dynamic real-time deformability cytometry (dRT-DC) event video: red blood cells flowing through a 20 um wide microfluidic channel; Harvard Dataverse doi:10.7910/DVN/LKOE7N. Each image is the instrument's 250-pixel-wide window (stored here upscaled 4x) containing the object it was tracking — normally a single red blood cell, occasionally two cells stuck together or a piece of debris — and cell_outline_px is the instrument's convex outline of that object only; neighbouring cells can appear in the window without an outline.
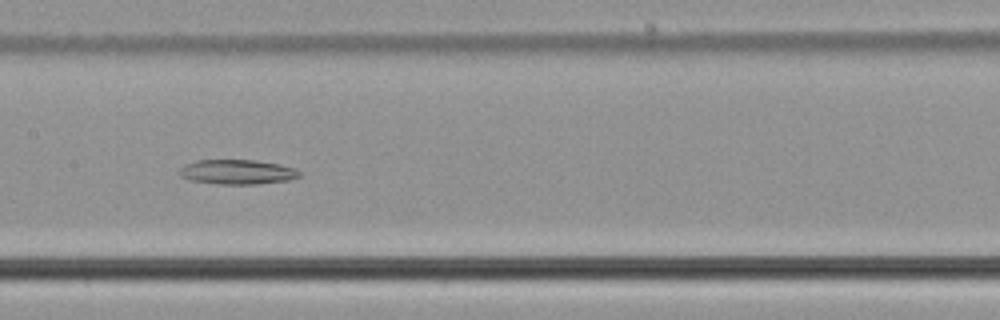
{"species": "common noctule bat (a hibernating species)", "species_latin": "Nyctalus noctula", "temperature_condition": "cold", "stored_images_in_passage": 56, "segment_of_instrument_passage": [1, 2], "camera_frame_rate_fps": 3000, "um_per_image_px": 0.085, "animal": {"sex": "male", "body_mass_g": 21.5, "forearm_length_mm": 52.0}, "frame": {"image": 1, "passage_image": 28, "time_ms": 9.0, "image_size_px": [1000, 320], "cell_outline_px": [[300, 176], [288, 180], [256, 184], [220, 184], [188, 180], [180, 176], [180, 168], [184, 164], [196, 160], [256, 160], [280, 164], [292, 168], [300, 172]], "centroid_in_image_um": [20.12, 14.61], "position_along_channel_um": 187.3, "area_um2": 17.22}}
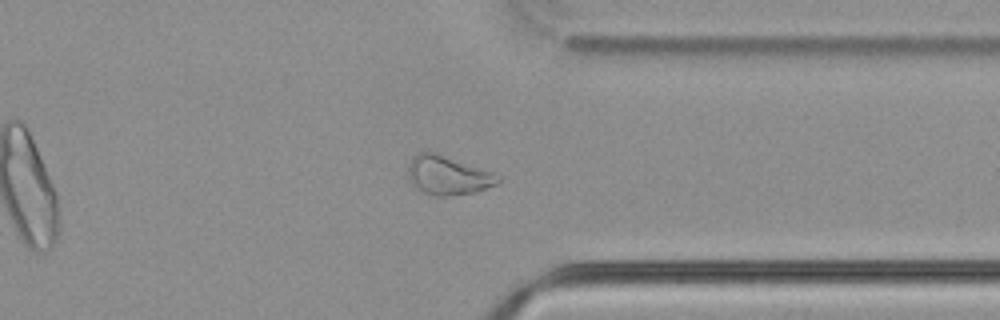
{"frame": {"image": 2, "passage_image": 43, "time_ms": 14.0, "image_size_px": [1000, 320], "cell_outline_px": [[500, 184], [476, 192], [448, 196], [432, 196], [420, 192], [408, 180], [408, 164], [412, 156], [420, 152], [436, 152], [492, 172], [500, 176]], "centroid_in_image_um": [38.05, 14.92], "position_along_channel_um": 373.3, "area_um2": 20.75}}
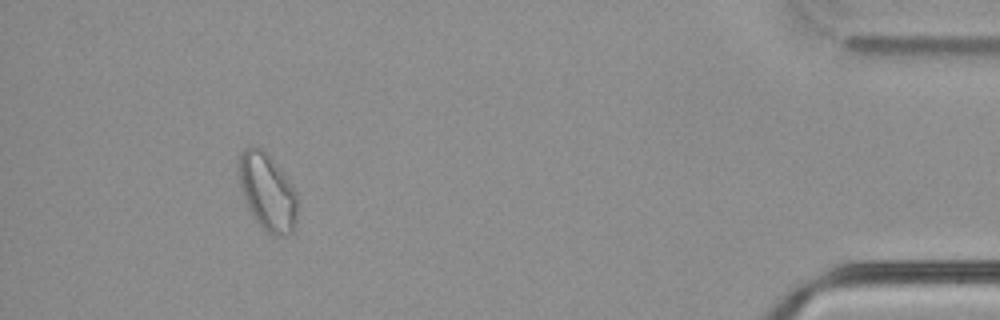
{"frame": {"image": 3, "passage_image": 51, "time_ms": 16.667, "image_size_px": [1000, 320], "cell_outline_px": [[296, 220], [292, 232], [284, 236], [272, 236], [256, 220], [248, 208], [240, 184], [240, 152], [244, 148], [260, 148], [268, 156], [288, 180], [296, 192]], "centroid_in_image_um": [22.74, 16.37], "position_along_channel_um": 412.5, "area_um2": 25.32}}